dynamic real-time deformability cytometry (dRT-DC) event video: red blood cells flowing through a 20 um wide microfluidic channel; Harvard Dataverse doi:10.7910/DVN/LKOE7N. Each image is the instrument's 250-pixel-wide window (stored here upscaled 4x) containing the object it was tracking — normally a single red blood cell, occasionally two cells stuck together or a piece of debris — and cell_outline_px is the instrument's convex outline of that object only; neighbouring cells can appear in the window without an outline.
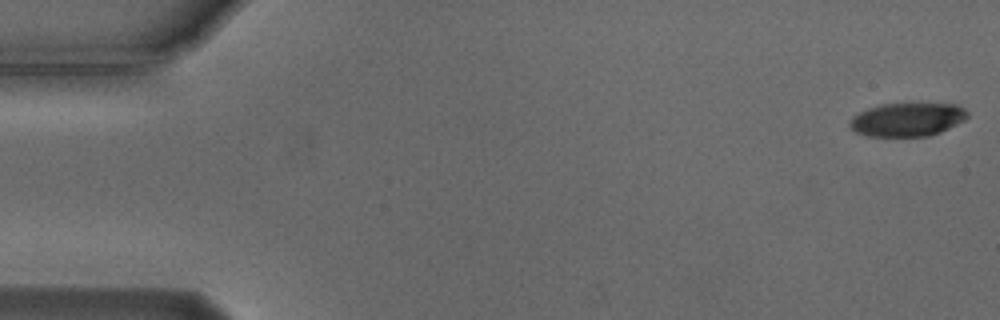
{"species": "Egyptian fruit bat (a non-hibernating species)", "species_latin": "Rousettus aegyptiacus", "temperature_condition": "cold", "stored_images_in_passage": 42, "camera_frame_rate_fps": 3000, "um_per_image_px": 0.085, "animal": {"sex": "male"}, "frame": {"image": 1, "passage_image": 1, "time_ms": 0.0, "image_size_px": [1000, 320], "cell_outline_px": [[968, 116], [964, 120], [940, 132], [928, 136], [868, 136], [856, 132], [848, 124], [852, 116], [868, 108], [884, 104], [956, 104], [964, 108], [968, 112]], "centroid_in_image_um": [77.12, 10.16], "position_along_channel_um": 7.9, "area_um2": 22.77}}
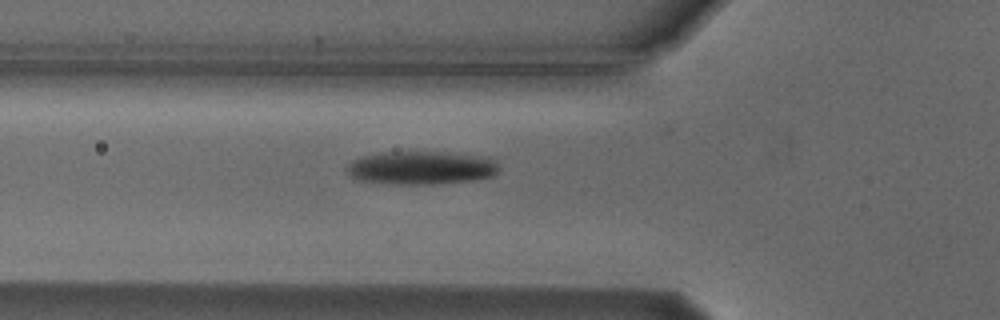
{"frame": {"image": 2, "passage_image": 19, "time_ms": 6.0, "image_size_px": [1000, 320], "cell_outline_px": [[500, 168], [492, 176], [472, 180], [436, 184], [396, 184], [356, 180], [348, 176], [344, 168], [352, 160], [360, 156], [384, 152], [440, 152], [492, 156], [496, 160]], "centroid_in_image_um": [35.79, 14.25], "position_along_channel_um": 90.0, "area_um2": 30.06}}
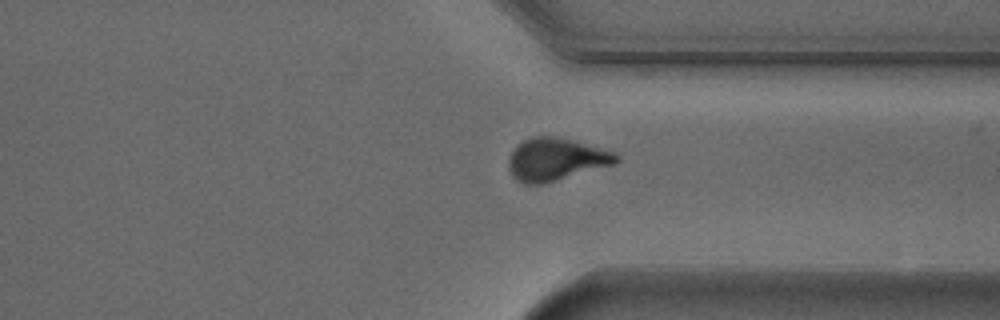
{"frame": {"image": 3, "passage_image": 41, "time_ms": 13.333, "image_size_px": [1000, 320], "cell_outline_px": [[620, 160], [616, 164], [556, 180], [540, 184], [524, 184], [516, 180], [512, 176], [508, 168], [508, 160], [516, 144], [532, 136], [556, 136], [616, 152], [620, 156]], "centroid_in_image_um": [47.25, 13.54], "position_along_channel_um": 364.2, "area_um2": 26.76}}